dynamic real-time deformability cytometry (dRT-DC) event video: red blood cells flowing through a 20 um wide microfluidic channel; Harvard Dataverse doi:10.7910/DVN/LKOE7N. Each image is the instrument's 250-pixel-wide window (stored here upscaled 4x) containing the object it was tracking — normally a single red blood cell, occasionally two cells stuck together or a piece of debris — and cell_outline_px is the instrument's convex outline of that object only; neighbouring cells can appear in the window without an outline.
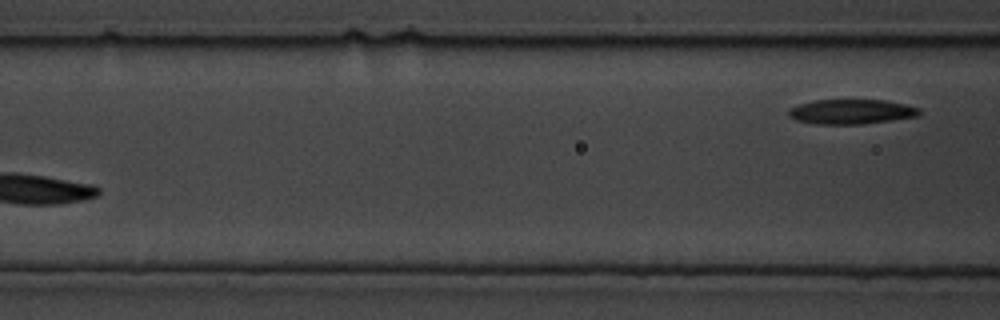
{"species": "common noctule bat (a hibernating species)", "species_latin": "Nyctalus noctula", "temperature_condition": "cold", "stored_images_in_passage": 4, "segment_of_instrument_passage": [2, 2], "camera_frame_rate_fps": 3000, "um_per_image_px": 0.085, "animal": {"sex": "male", "body_mass_g": 19.5, "forearm_length_mm": 54.6}, "frame": {"image": 1, "passage_image": 4, "time_ms": 1.0, "image_size_px": [1000, 320], "cell_outline_px": [[920, 112], [916, 116], [892, 120], [864, 124], [816, 124], [796, 120], [788, 116], [788, 112], [792, 108], [800, 104], [816, 100], [884, 100], [904, 104], [920, 108]], "centroid_in_image_um": [72.36, 9.5], "position_along_channel_um": 94.2, "area_um2": 18.67}}